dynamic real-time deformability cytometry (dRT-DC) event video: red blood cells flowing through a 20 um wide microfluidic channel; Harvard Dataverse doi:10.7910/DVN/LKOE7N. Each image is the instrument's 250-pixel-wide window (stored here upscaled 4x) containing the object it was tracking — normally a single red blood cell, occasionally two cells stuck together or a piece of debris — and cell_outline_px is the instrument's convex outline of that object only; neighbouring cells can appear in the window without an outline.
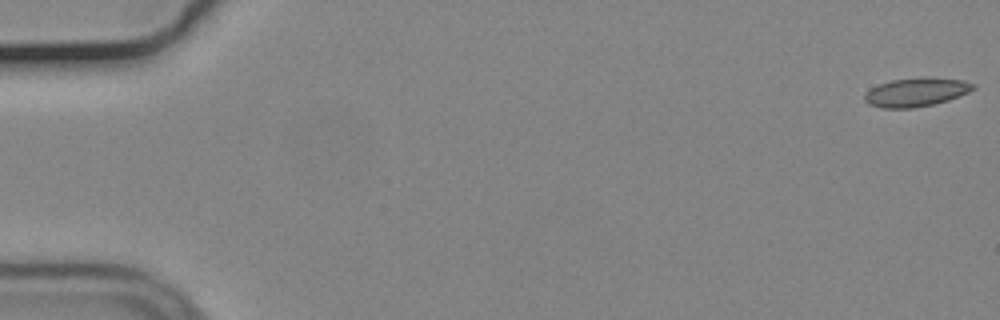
{"species": "common noctule bat (a hibernating species)", "species_latin": "Nyctalus noctula", "temperature_condition": "cold", "stored_images_in_passage": 56, "camera_frame_rate_fps": 3000, "um_per_image_px": 0.085, "animal": {"sex": "male", "body_mass_g": 19.2, "forearm_length_mm": 51.8}, "frame": {"image": 1, "passage_image": 1, "time_ms": 0.0, "image_size_px": [1000, 320], "cell_outline_px": [[976, 88], [968, 92], [948, 100], [932, 104], [912, 108], [884, 108], [868, 104], [864, 100], [864, 92], [880, 84], [892, 80], [928, 76], [932, 76], [964, 80], [976, 84]], "centroid_in_image_um": [77.9, 7.81], "position_along_channel_um": 7.1, "area_um2": 18.32}}
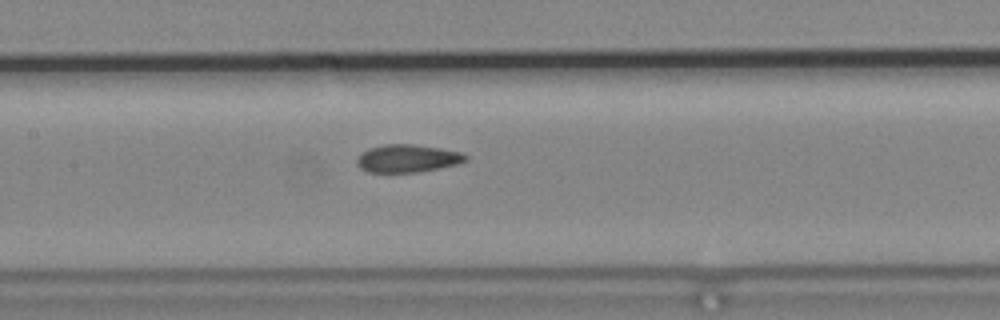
{"frame": {"image": 2, "passage_image": 27, "time_ms": 8.667, "image_size_px": [1000, 320], "cell_outline_px": [[468, 160], [460, 164], [440, 168], [416, 172], [368, 172], [360, 168], [356, 164], [356, 160], [368, 148], [384, 144], [416, 144], [440, 148], [460, 152], [468, 156]], "centroid_in_image_um": [34.67, 13.46], "position_along_channel_um": 172.7, "area_um2": 17.69}}
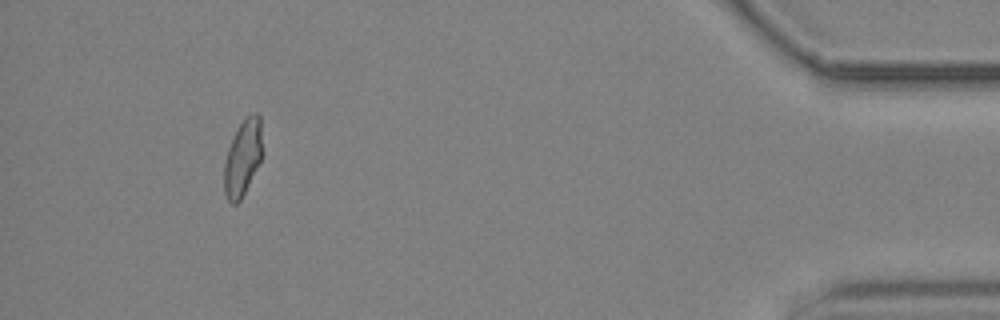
{"frame": {"image": 3, "passage_image": 52, "time_ms": 17.0, "image_size_px": [1000, 320], "cell_outline_px": [[260, 160], [240, 200], [236, 204], [232, 204], [224, 196], [224, 160], [228, 148], [236, 128], [252, 112], [256, 112], [260, 116]], "centroid_in_image_um": [20.58, 13.42], "position_along_channel_um": 414.6, "area_um2": 16.47}, "authors_computed_cell_mechanics": {"area_um2": 17.8024, "velocity_mm_per_s": 3.6975, "shape_relaxation_time_tau1_ms": null, "shape_relaxation_time_tau2_ms": 2.392, "deformation_change_tau1": null, "deformation_change_tau2": 0.0641}}